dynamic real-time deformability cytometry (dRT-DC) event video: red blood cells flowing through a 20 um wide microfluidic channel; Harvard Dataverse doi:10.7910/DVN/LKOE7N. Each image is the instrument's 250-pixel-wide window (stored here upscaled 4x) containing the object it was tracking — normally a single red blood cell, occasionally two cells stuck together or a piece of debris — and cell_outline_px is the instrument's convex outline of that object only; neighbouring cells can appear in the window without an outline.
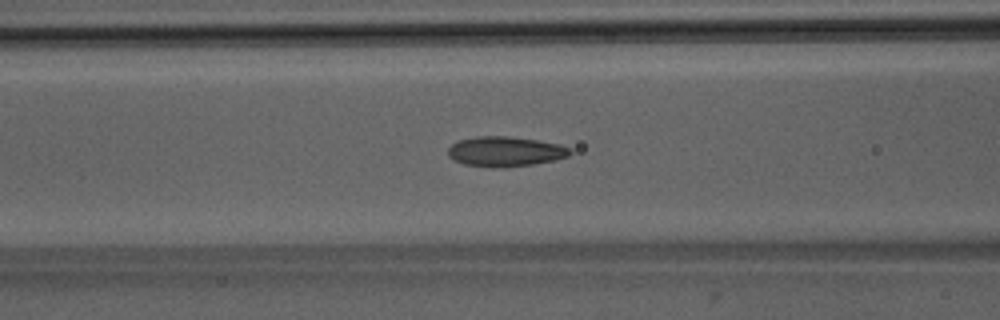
{"species": "Egyptian fruit bat (a non-hibernating species)", "species_latin": "Rousettus aegyptiacus", "temperature_condition": "room temperature", "stored_images_in_passage": 47, "camera_frame_rate_fps": 3000, "um_per_image_px": 0.085, "animal": {"sex": "male"}, "frame": {"image": 1, "passage_image": 17, "time_ms": 5.333, "image_size_px": [1000, 320], "cell_outline_px": [[572, 152], [568, 156], [556, 160], [532, 164], [504, 168], [464, 164], [452, 160], [448, 156], [448, 148], [452, 144], [460, 140], [476, 136], [508, 136], [536, 140], [560, 144], [572, 148]], "centroid_in_image_um": [42.96, 12.88], "position_along_channel_um": 123.6, "area_um2": 21.39}}
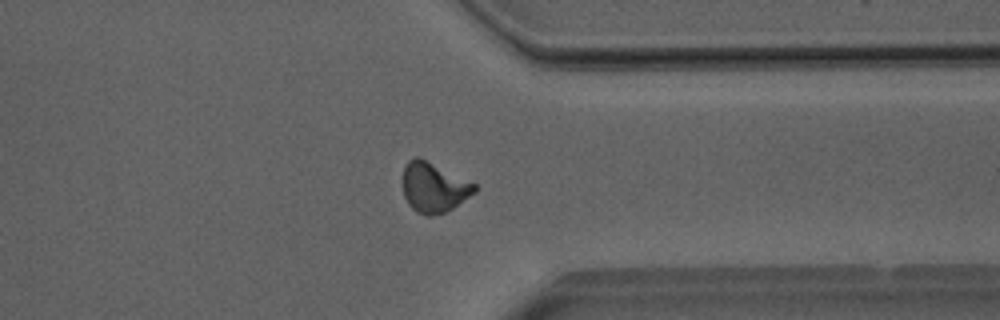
{"frame": {"image": 2, "passage_image": 36, "time_ms": 11.667, "image_size_px": [1000, 320], "cell_outline_px": [[476, 192], [452, 208], [444, 212], [432, 216], [428, 216], [416, 212], [408, 204], [404, 196], [404, 168], [408, 160], [416, 156], [420, 156], [476, 184]], "centroid_in_image_um": [36.87, 15.92], "position_along_channel_um": 374.5, "area_um2": 20.81}}
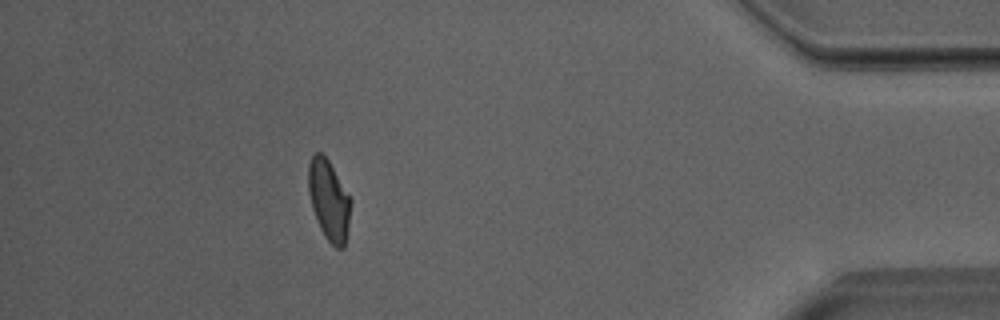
{"frame": {"image": 3, "passage_image": 42, "time_ms": 13.667, "image_size_px": [1000, 320], "cell_outline_px": [[352, 200], [348, 228], [344, 248], [336, 248], [324, 236], [320, 228], [312, 208], [308, 192], [308, 164], [312, 156], [316, 152], [320, 152], [328, 160]], "centroid_in_image_um": [27.95, 17.02], "position_along_channel_um": 407.2, "area_um2": 19.77}, "authors_computed_cell_mechanics": {"area_um2": 20.3456, "velocity_mm_per_s": 4.0161, "shape_relaxation_time_tau1_ms": 6.2938, "shape_relaxation_time_tau2_ms": 1.7318, "deformation_change_tau1": 0.171, "deformation_change_tau2": 0.0634}}